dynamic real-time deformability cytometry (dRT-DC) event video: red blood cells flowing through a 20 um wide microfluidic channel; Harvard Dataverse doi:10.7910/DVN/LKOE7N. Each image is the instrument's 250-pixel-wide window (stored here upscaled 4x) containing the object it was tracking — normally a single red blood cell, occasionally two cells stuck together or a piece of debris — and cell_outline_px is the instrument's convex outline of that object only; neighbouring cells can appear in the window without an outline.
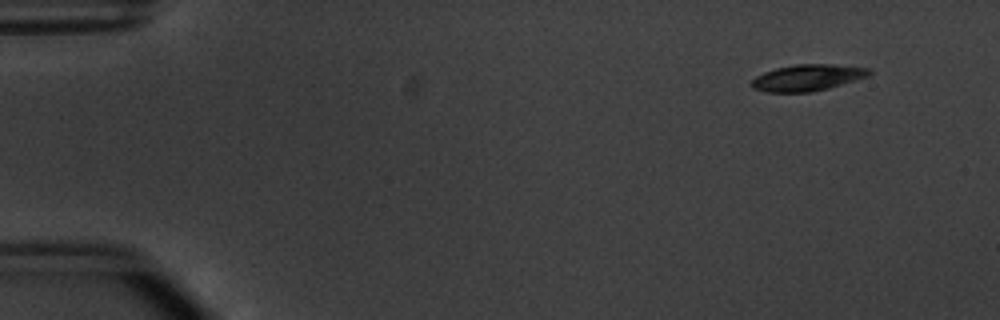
{"species": "common noctule bat (a hibernating species)", "species_latin": "Nyctalus noctula", "temperature_condition": "warm", "stored_images_in_passage": 53, "camera_frame_rate_fps": 3000, "um_per_image_px": 0.085, "animal": {"sex": "male", "body_mass_g": 20.1, "forearm_length_mm": 53.5}, "frame": {"image": 1, "passage_image": 5, "time_ms": 1.333, "image_size_px": [1000, 320], "cell_outline_px": [[872, 72], [868, 76], [828, 88], [812, 92], [768, 92], [752, 88], [748, 84], [756, 76], [764, 72], [776, 68], [796, 64], [832, 64], [872, 68]], "centroid_in_image_um": [68.62, 6.6], "position_along_channel_um": 16.4, "area_um2": 18.15}}
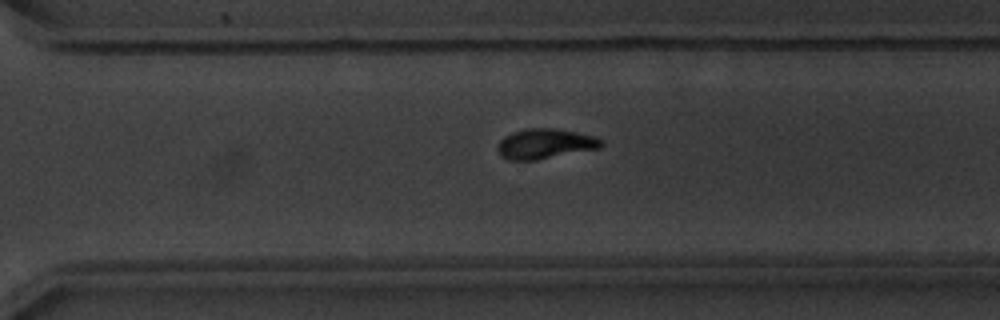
{"frame": {"image": 2, "passage_image": 38, "time_ms": 12.333, "image_size_px": [1000, 320], "cell_outline_px": [[604, 144], [600, 148], [536, 160], [508, 160], [500, 156], [496, 148], [500, 140], [504, 136], [512, 132], [528, 128], [552, 128], [576, 132], [592, 136], [604, 140]], "centroid_in_image_um": [46.31, 12.23], "position_along_channel_um": 324.3, "area_um2": 18.21}}
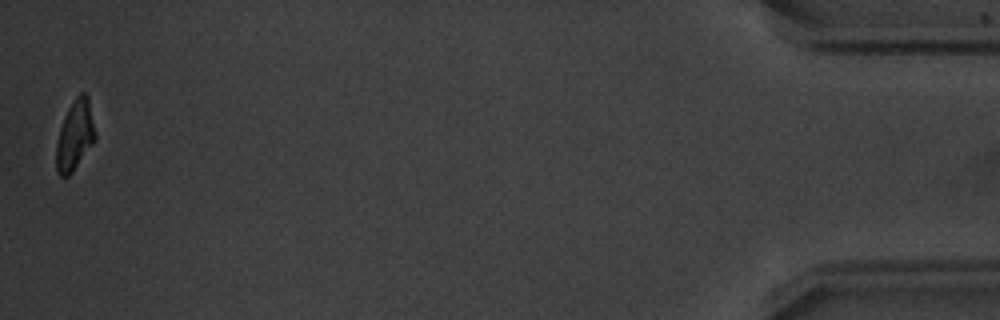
{"frame": {"image": 3, "passage_image": 53, "time_ms": 17.333, "image_size_px": [1000, 320], "cell_outline_px": [[96, 140], [72, 172], [68, 176], [60, 176], [56, 168], [56, 144], [60, 128], [64, 116], [68, 108], [76, 96], [80, 92], [84, 92], [88, 96], [96, 132]], "centroid_in_image_um": [6.38, 11.49], "position_along_channel_um": 428.8, "area_um2": 15.95}, "authors_computed_cell_mechanics": {"area_um2": 18.0336, "velocity_mm_per_s": 3.8222, "shape_relaxation_time_tau1_ms": 2.9125, "shape_relaxation_time_tau2_ms": 2.8559, "deformation_change_tau1": 0.1396, "deformation_change_tau2": 0.0807}}